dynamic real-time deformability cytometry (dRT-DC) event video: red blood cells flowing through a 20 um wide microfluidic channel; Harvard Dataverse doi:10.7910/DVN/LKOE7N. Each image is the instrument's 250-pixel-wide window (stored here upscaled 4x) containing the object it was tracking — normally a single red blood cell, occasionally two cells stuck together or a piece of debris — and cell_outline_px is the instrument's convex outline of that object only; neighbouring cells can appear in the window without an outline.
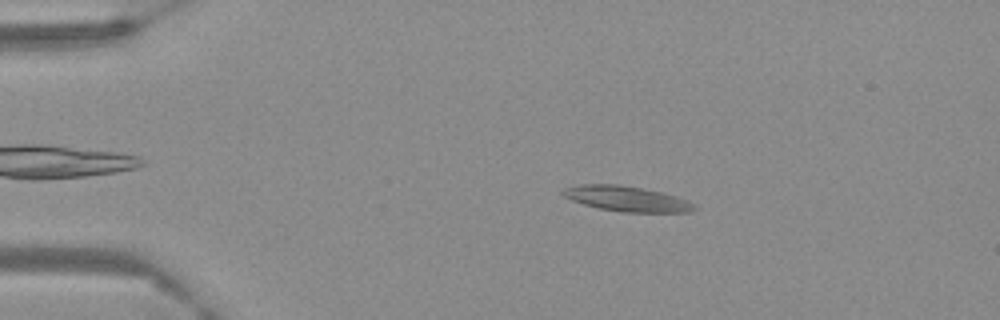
{"species": "Egyptian fruit bat (a non-hibernating species)", "species_latin": "Rousettus aegyptiacus", "temperature_condition": "warm", "stored_images_in_passage": 57, "camera_frame_rate_fps": 3000, "um_per_image_px": 0.085, "frame": {"image": 1, "passage_image": 7, "time_ms": 2.0, "image_size_px": [1000, 320], "cell_outline_px": [[696, 208], [692, 212], [624, 212], [600, 208], [584, 204], [572, 200], [564, 196], [560, 192], [564, 188], [580, 184], [620, 184], [660, 192], [676, 196], [688, 200]], "centroid_in_image_um": [53.26, 16.89], "position_along_channel_um": 31.7, "area_um2": 19.13}}
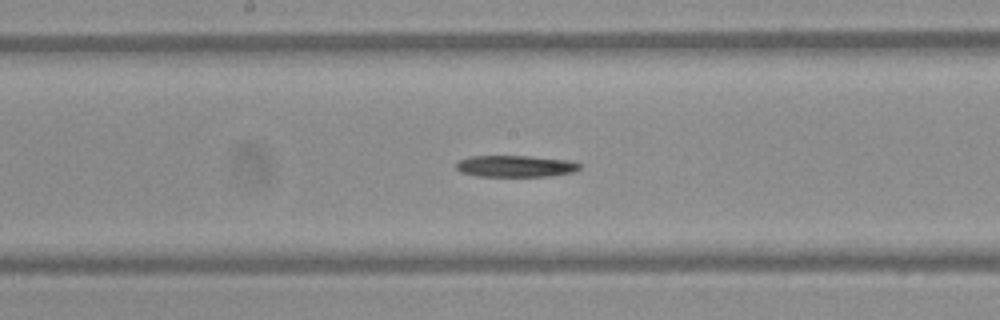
{"frame": {"image": 2, "passage_image": 28, "time_ms": 9.0, "image_size_px": [1000, 320], "cell_outline_px": [[580, 168], [572, 172], [548, 176], [480, 176], [460, 172], [456, 168], [456, 164], [460, 160], [472, 156], [528, 156], [572, 160], [580, 164]], "centroid_in_image_um": [43.83, 14.12], "position_along_channel_um": 204.4, "area_um2": 15.43}}
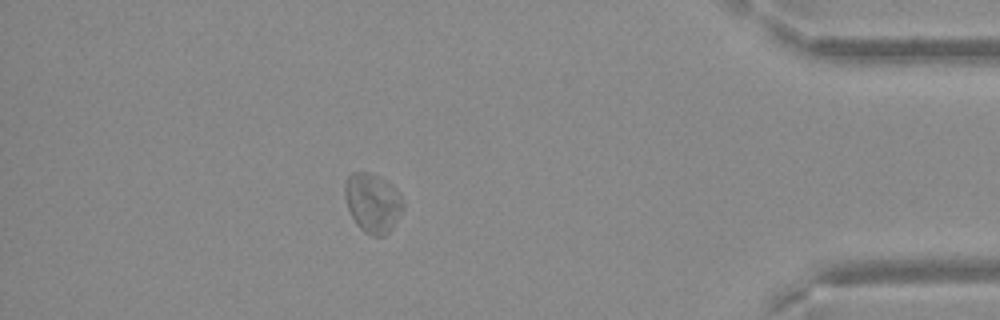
{"frame": {"image": 3, "passage_image": 50, "time_ms": 16.333, "image_size_px": [1000, 320], "cell_outline_px": [[404, 208], [392, 228], [384, 236], [372, 236], [364, 232], [356, 224], [348, 208], [344, 196], [344, 184], [348, 176], [352, 172], [368, 172], [384, 180], [396, 188], [404, 200]], "centroid_in_image_um": [31.68, 17.25], "position_along_channel_um": 403.5, "area_um2": 20.17}}